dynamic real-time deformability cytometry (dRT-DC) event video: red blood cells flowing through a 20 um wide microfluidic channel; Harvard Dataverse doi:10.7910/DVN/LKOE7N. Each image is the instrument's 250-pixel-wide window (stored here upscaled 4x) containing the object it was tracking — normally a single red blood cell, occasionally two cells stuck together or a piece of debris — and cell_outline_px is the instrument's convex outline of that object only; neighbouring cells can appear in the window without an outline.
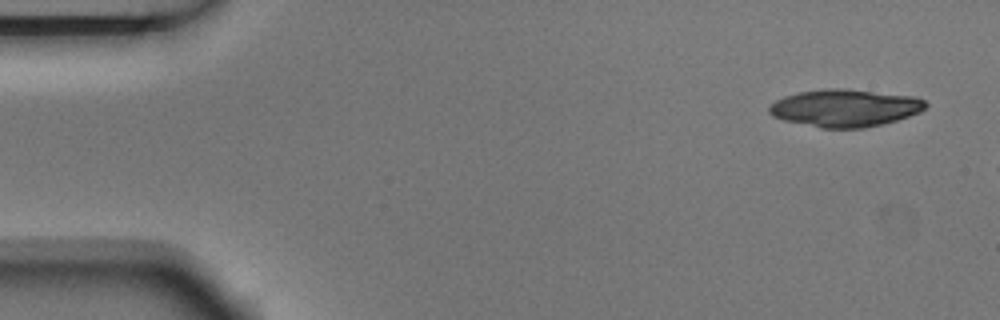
{"species": "Egyptian fruit bat (a non-hibernating species)", "species_latin": "Rousettus aegyptiacus", "temperature_condition": "room temperature", "stored_images_in_passage": 3, "camera_frame_rate_fps": 3000, "um_per_image_px": 0.085, "animal": {"sex": "male"}, "frame": {"image": 1, "passage_image": 1, "time_ms": 0.0, "image_size_px": [1000, 320], "cell_outline_px": [[928, 104], [920, 112], [896, 120], [864, 128], [820, 128], [784, 120], [772, 116], [768, 112], [768, 108], [776, 100], [784, 96], [800, 92], [824, 88], [844, 88], [912, 96], [924, 100]], "centroid_in_image_um": [71.79, 9.17], "position_along_channel_um": 13.2, "area_um2": 33.99}}